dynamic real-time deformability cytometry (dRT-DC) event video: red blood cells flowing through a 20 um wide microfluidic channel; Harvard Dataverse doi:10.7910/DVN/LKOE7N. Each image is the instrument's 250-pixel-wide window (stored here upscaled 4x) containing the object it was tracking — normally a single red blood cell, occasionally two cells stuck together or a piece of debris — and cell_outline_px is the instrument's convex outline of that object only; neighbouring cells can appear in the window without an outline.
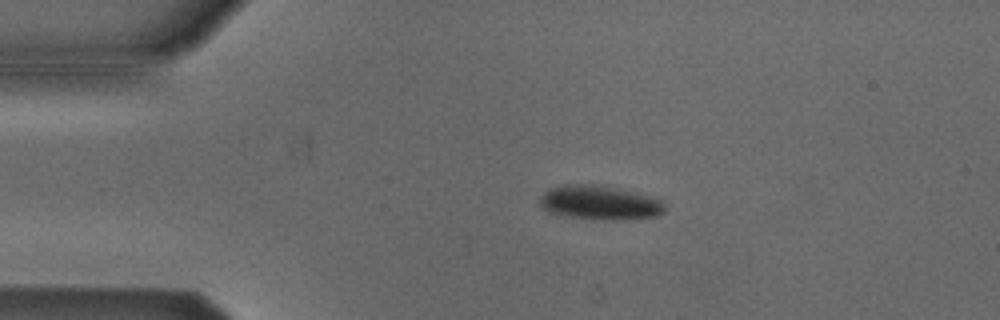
{"species": "Egyptian fruit bat (a non-hibernating species)", "species_latin": "Rousettus aegyptiacus", "temperature_condition": "cold", "stored_images_in_passage": 52, "camera_frame_rate_fps": 3000, "um_per_image_px": 0.085, "animal": {"sex": "male"}, "frame": {"image": 1, "passage_image": 10, "time_ms": 3.0, "image_size_px": [1000, 320], "cell_outline_px": [[664, 212], [656, 216], [612, 220], [604, 220], [564, 216], [548, 212], [540, 204], [540, 196], [548, 188], [564, 184], [592, 184], [636, 192], [660, 200], [664, 204]], "centroid_in_image_um": [50.92, 17.22], "position_along_channel_um": 34.1, "area_um2": 24.74}}
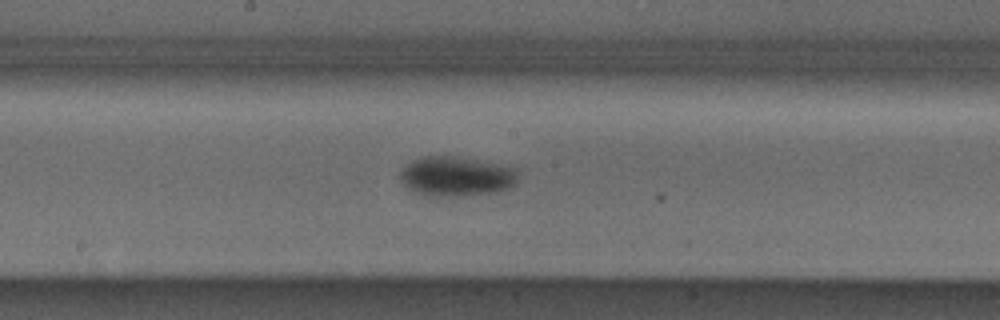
{"frame": {"image": 2, "passage_image": 27, "time_ms": 8.667, "image_size_px": [1000, 320], "cell_outline_px": [[520, 168], [516, 184], [512, 188], [496, 192], [452, 196], [424, 196], [412, 192], [400, 180], [400, 172], [412, 160], [424, 156], [452, 156]], "centroid_in_image_um": [38.81, 15.0], "position_along_channel_um": 209.4, "area_um2": 27.46}}
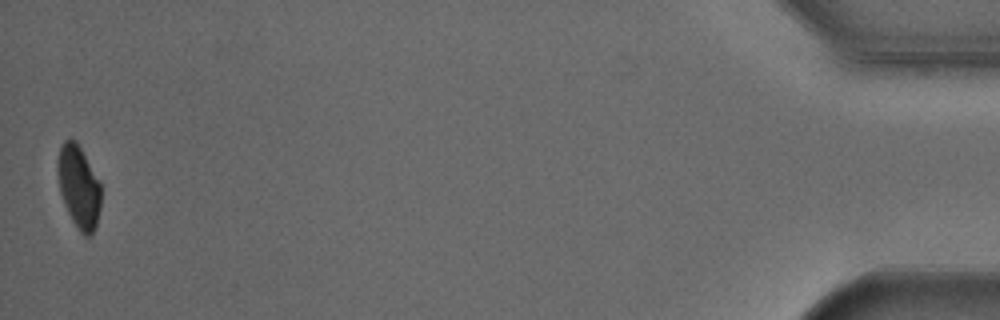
{"frame": {"image": 3, "passage_image": 52, "time_ms": 17.0, "image_size_px": [1000, 320], "cell_outline_px": [[100, 208], [96, 228], [92, 236], [84, 236], [80, 232], [72, 220], [64, 204], [60, 192], [56, 168], [56, 164], [60, 144], [64, 140], [76, 140], [100, 184]], "centroid_in_image_um": [6.67, 15.9], "position_along_channel_um": 428.5, "area_um2": 20.87}, "authors_computed_cell_mechanics": {"area_um2": 24.7962, "velocity_mm_per_s": 3.8158, "shape_relaxation_time_tau1_ms": 2.9662, "shape_relaxation_time_tau2_ms": null, "deformation_change_tau1": 0.0867, "deformation_change_tau2": null}}